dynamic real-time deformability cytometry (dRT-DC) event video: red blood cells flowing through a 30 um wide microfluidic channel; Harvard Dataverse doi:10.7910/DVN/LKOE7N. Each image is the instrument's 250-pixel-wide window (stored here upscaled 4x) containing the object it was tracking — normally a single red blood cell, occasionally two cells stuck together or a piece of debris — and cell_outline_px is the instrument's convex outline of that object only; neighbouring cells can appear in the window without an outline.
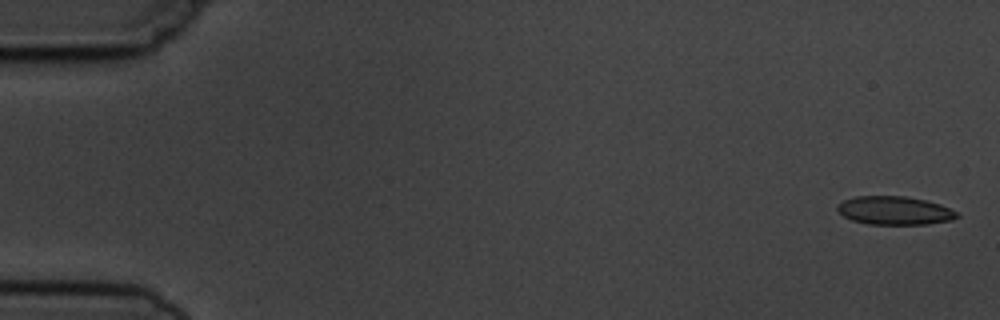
{"species": "common noctule bat (a hibernating species)", "species_latin": "Nyctalus noctula", "temperature_condition": "cold", "stored_images_in_passage": 5, "camera_frame_rate_fps": 3000, "um_per_image_px": 0.085, "animal": {"sex": "male", "body_mass_g": 19.5, "forearm_length_mm": 54.6}, "frame": {"image": 1, "passage_image": 1, "time_ms": 0.0, "image_size_px": [1000, 320], "cell_outline_px": [[960, 216], [952, 220], [928, 224], [868, 224], [852, 220], [844, 216], [836, 208], [836, 204], [844, 200], [856, 196], [904, 196], [924, 200], [940, 204], [960, 212]], "centroid_in_image_um": [76.07, 17.89], "position_along_channel_um": 8.9, "area_um2": 19.88}}
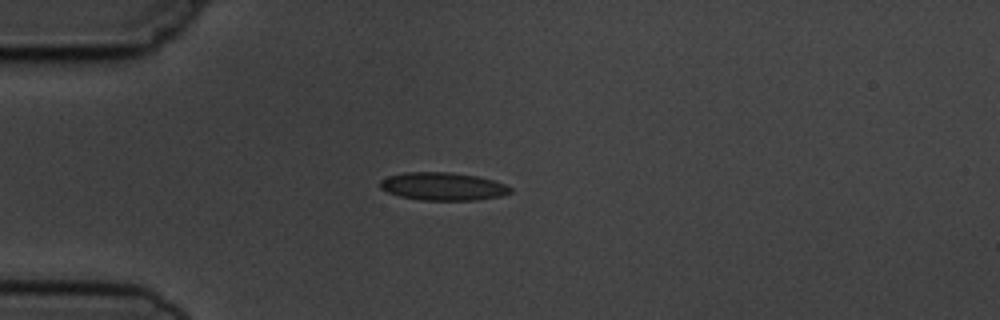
{"frame": {"image": 2, "passage_image": 5, "time_ms": 4.333, "image_size_px": [1000, 320], "cell_outline_px": [[512, 192], [500, 196], [476, 200], [420, 200], [400, 196], [388, 192], [380, 188], [380, 180], [388, 176], [404, 172], [448, 172], [476, 176], [492, 180], [504, 184], [512, 188]], "centroid_in_image_um": [37.63, 15.84], "position_along_channel_um": 47.4, "area_um2": 21.1}}